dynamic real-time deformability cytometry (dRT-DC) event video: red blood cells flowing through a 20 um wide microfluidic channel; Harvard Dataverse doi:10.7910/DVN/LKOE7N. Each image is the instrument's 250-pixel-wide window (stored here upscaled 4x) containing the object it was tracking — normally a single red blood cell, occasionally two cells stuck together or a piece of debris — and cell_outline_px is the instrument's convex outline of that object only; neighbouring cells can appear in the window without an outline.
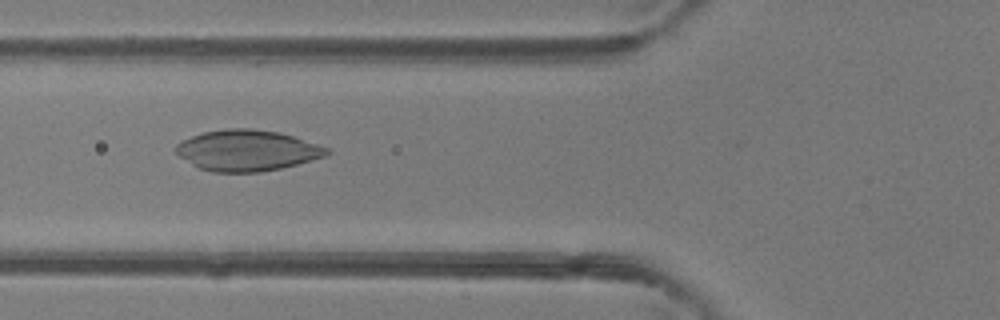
{"species": "common noctule bat (a hibernating species)", "species_latin": "Nyctalus noctula", "temperature_condition": "room temperature", "stored_images_in_passage": 42, "camera_frame_rate_fps": 3000, "um_per_image_px": 0.085, "animal": {"sex": "female"}, "frame": {"image": 1, "passage_image": 13, "time_ms": 4.0, "image_size_px": [1000, 320], "cell_outline_px": [[332, 152], [324, 156], [296, 164], [280, 168], [260, 172], [212, 172], [200, 168], [192, 164], [180, 156], [176, 152], [176, 144], [192, 136], [204, 132], [224, 128], [252, 128], [280, 132], [328, 148]], "centroid_in_image_um": [20.99, 12.78], "position_along_channel_um": 104.8, "area_um2": 35.66}}
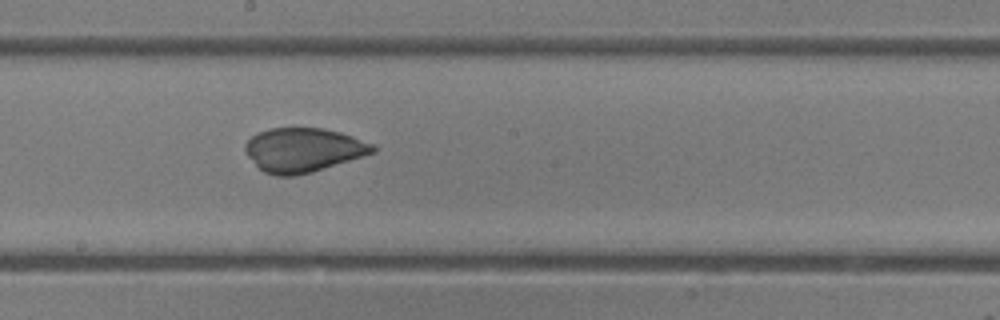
{"frame": {"image": 2, "passage_image": 21, "time_ms": 6.667, "image_size_px": [1000, 320], "cell_outline_px": [[376, 152], [364, 156], [312, 172], [292, 176], [276, 176], [264, 172], [244, 152], [244, 144], [256, 132], [268, 128], [324, 128], [340, 132], [376, 144]], "centroid_in_image_um": [25.79, 12.74], "position_along_channel_um": 222.4, "area_um2": 33.0}}
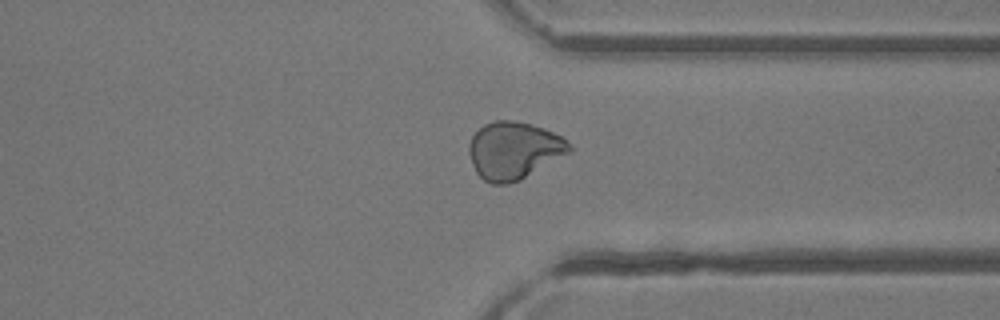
{"frame": {"image": 3, "passage_image": 31, "time_ms": 10.0, "image_size_px": [1000, 320], "cell_outline_px": [[572, 148], [568, 152], [520, 180], [508, 184], [492, 184], [484, 180], [476, 172], [472, 164], [468, 152], [468, 144], [472, 136], [484, 124], [496, 120], [508, 120], [532, 124], [544, 128], [560, 136], [572, 144]], "centroid_in_image_um": [43.64, 12.78], "position_along_channel_um": 367.8, "area_um2": 33.29}}